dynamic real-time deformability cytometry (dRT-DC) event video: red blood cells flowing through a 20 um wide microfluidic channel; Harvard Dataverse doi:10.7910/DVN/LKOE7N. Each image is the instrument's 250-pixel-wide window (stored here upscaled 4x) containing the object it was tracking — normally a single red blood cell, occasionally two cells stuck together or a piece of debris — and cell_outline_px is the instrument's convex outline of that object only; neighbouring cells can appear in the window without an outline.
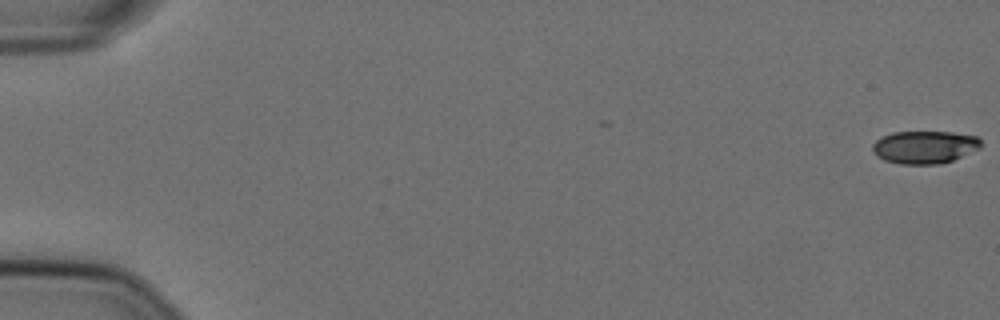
{"species": "Egyptian fruit bat (a non-hibernating species)", "species_latin": "Rousettus aegyptiacus", "temperature_condition": "cold", "stored_images_in_passage": 57, "camera_frame_rate_fps": 3000, "um_per_image_px": 0.085, "animal": {"sex": "female"}, "frame": {"image": 1, "passage_image": 1, "time_ms": 0.0, "image_size_px": [1000, 320], "cell_outline_px": [[984, 144], [980, 148], [952, 160], [940, 164], [900, 164], [884, 160], [876, 156], [872, 148], [872, 144], [880, 136], [892, 132], [952, 132], [976, 136]], "centroid_in_image_um": [78.57, 12.5], "position_along_channel_um": 6.4, "area_um2": 20.81}}
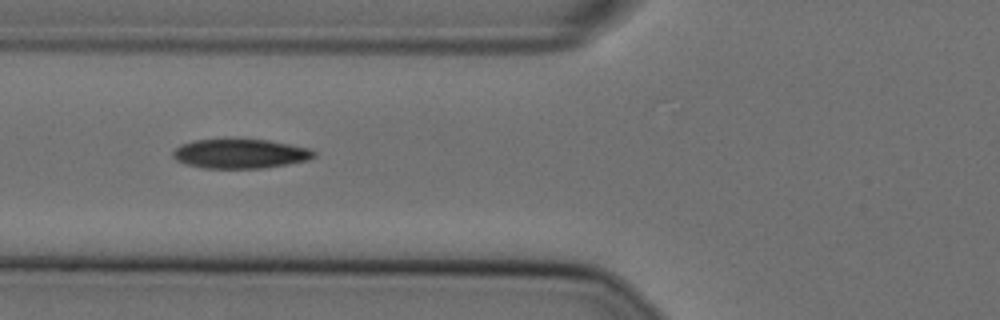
{"frame": {"image": 2, "passage_image": 23, "time_ms": 7.333, "image_size_px": [1000, 320], "cell_outline_px": [[316, 156], [308, 160], [288, 164], [264, 168], [204, 168], [184, 164], [176, 160], [172, 156], [172, 152], [180, 144], [196, 140], [224, 136], [228, 136], [268, 140], [308, 148], [316, 152]], "centroid_in_image_um": [20.37, 13.02], "position_along_channel_um": 105.4, "area_um2": 25.09}}
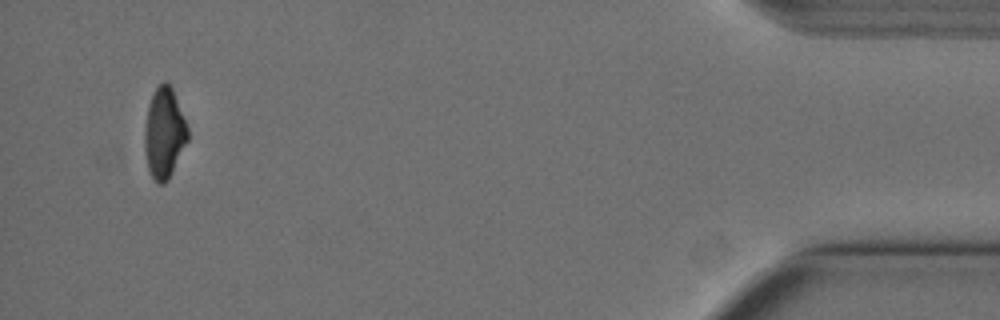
{"frame": {"image": 3, "passage_image": 55, "time_ms": 18.0, "image_size_px": [1000, 320], "cell_outline_px": [[188, 140], [168, 180], [164, 184], [156, 184], [148, 168], [144, 148], [144, 128], [148, 104], [152, 92], [164, 80], [172, 88], [188, 128]], "centroid_in_image_um": [13.94, 11.32], "position_along_channel_um": 421.3, "area_um2": 22.77}, "authors_computed_cell_mechanics": {"area_um2": 23.9292, "velocity_mm_per_s": 3.6229, "shape_relaxation_time_tau1_ms": 4.8685, "shape_relaxation_time_tau2_ms": 4.9623, "deformation_change_tau1": 0.1524, "deformation_change_tau2": 0.1065}}